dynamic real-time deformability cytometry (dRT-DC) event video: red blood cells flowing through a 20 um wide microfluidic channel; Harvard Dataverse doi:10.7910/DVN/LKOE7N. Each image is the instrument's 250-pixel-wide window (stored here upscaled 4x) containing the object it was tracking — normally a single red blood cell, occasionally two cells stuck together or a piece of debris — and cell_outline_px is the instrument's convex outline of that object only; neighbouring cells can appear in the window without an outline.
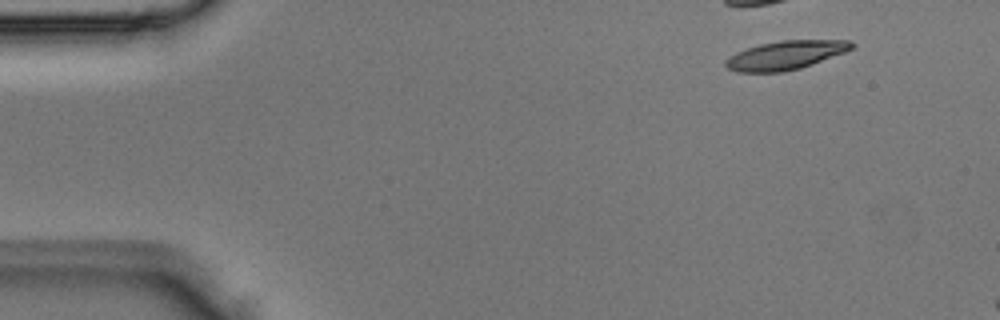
{"species": "Egyptian fruit bat (a non-hibernating species)", "species_latin": "Rousettus aegyptiacus", "temperature_condition": "room temperature", "stored_images_in_passage": 3, "camera_frame_rate_fps": 3000, "um_per_image_px": 0.085, "animal": {"sex": "male"}, "frame": {"image": 1, "passage_image": 1, "time_ms": 0.0, "image_size_px": [1000, 320], "cell_outline_px": [[856, 44], [852, 48], [844, 52], [812, 64], [800, 68], [780, 72], [736, 72], [728, 68], [724, 64], [724, 60], [736, 52], [760, 44], [784, 40], [852, 40]], "centroid_in_image_um": [66.76, 4.69], "position_along_channel_um": 18.2, "area_um2": 20.98}}